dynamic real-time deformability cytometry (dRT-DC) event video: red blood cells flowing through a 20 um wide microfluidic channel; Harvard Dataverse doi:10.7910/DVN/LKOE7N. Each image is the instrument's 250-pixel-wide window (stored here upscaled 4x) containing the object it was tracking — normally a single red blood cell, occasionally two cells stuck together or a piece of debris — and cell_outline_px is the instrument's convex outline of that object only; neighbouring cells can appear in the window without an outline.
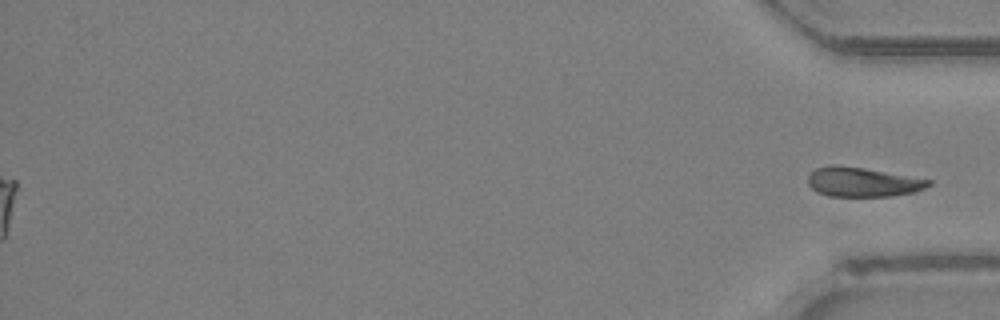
{"species": "Egyptian fruit bat (a non-hibernating species)", "species_latin": "Rousettus aegyptiacus", "temperature_condition": "room temperature", "stored_images_in_passage": 43, "segment_of_instrument_passage": [2, 2], "camera_frame_rate_fps": 3000, "um_per_image_px": 0.085, "animal": {"sex": "female"}, "frame": {"image": 1, "passage_image": 43, "time_ms": 14.0, "image_size_px": [1000, 320], "cell_outline_px": [[932, 184], [924, 188], [912, 192], [892, 196], [828, 196], [816, 192], [808, 184], [808, 176], [816, 168], [832, 164], [836, 164], [864, 168], [932, 180]], "centroid_in_image_um": [73.29, 15.47], "position_along_channel_um": 361.9, "area_um2": 20.63}}